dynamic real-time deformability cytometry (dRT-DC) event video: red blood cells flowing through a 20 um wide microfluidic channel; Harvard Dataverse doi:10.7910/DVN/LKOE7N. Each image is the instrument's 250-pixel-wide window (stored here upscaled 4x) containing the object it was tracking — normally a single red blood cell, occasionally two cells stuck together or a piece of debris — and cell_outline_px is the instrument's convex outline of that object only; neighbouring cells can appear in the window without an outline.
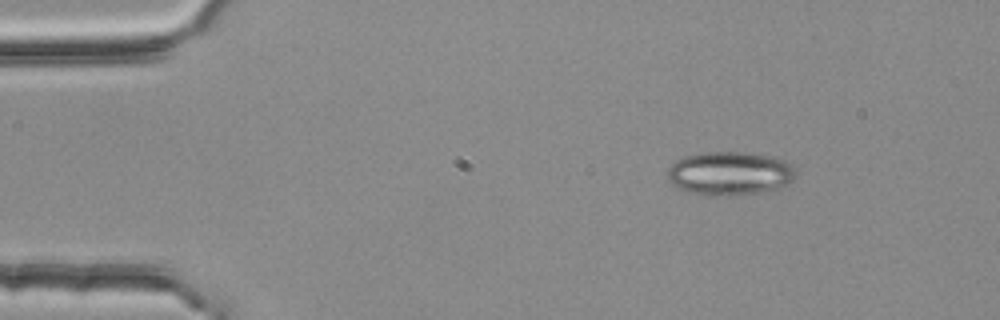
{"species": "common noctule bat (a hibernating species)", "species_latin": "Nyctalus noctula", "temperature_condition": "room temperature", "stored_images_in_passage": 3, "camera_frame_rate_fps": 3000, "um_per_image_px": 0.085, "animal": {"sex": "female", "body_mass_g": 25.1}, "frame": {"image": 1, "passage_image": 1, "time_ms": 0.0, "image_size_px": [1000, 320], "cell_outline_px": [[796, 172], [792, 180], [776, 188], [764, 192], [728, 196], [712, 196], [688, 192], [672, 184], [668, 180], [668, 168], [676, 160], [684, 156], [704, 152], [748, 152], [784, 160]], "centroid_in_image_um": [61.97, 14.74], "position_along_channel_um": 23.0, "area_um2": 32.43}}
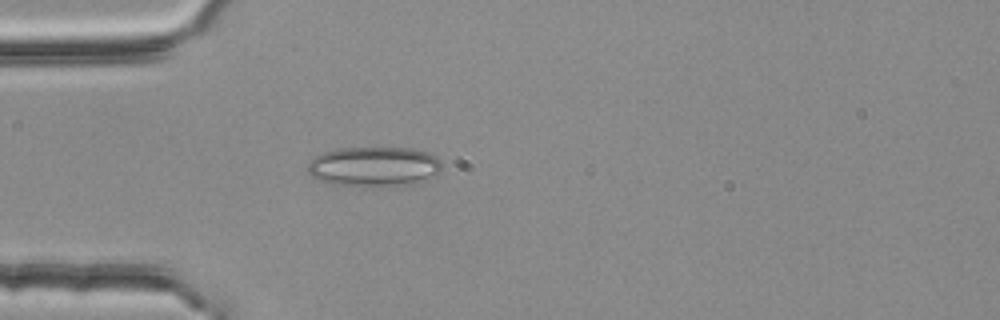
{"frame": {"image": 2, "passage_image": 3, "time_ms": 0.667, "image_size_px": [1000, 320], "cell_outline_px": [[444, 168], [436, 176], [420, 184], [392, 188], [364, 188], [332, 184], [320, 180], [312, 176], [308, 172], [308, 164], [316, 156], [324, 152], [340, 148], [412, 148], [428, 152], [436, 156], [440, 160]], "centroid_in_image_um": [31.9, 14.22], "position_along_channel_um": 53.1, "area_um2": 32.48}}